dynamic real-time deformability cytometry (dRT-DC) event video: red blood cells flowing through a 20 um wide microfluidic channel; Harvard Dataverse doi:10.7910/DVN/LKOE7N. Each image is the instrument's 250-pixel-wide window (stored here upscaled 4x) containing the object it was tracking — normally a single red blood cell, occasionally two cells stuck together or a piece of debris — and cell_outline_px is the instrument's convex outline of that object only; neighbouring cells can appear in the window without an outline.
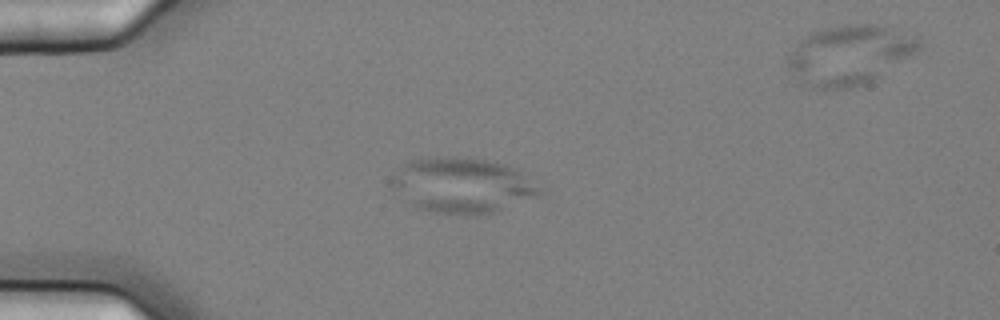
{"species": "common noctule bat (a hibernating species)", "species_latin": "Nyctalus noctula", "temperature_condition": "cold", "stored_images_in_passage": 5, "camera_frame_rate_fps": 3000, "um_per_image_px": 0.085, "animal": {"sex": "female", "body_mass_g": 25.1}, "frame": {"image": 1, "passage_image": 2, "time_ms": 0.333, "image_size_px": [1000, 320], "cell_outline_px": [[544, 192], [492, 212], [436, 212], [416, 208], [392, 188], [392, 176], [404, 164], [412, 160], [444, 156], [448, 156], [484, 160], [504, 164], [516, 168]], "centroid_in_image_um": [39.24, 15.71], "position_along_channel_um": 45.8, "area_um2": 45.89}}
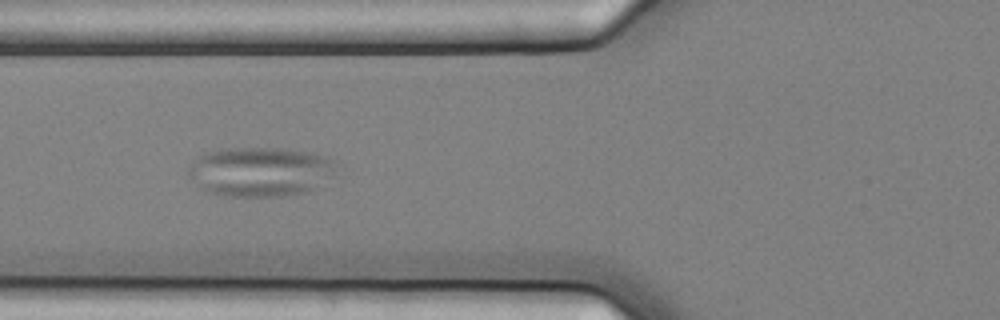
{"frame": {"image": 2, "passage_image": 4, "time_ms": 1.0, "image_size_px": [1000, 320], "cell_outline_px": [[340, 160], [332, 176], [308, 192], [288, 196], [228, 196], [208, 192], [200, 188], [188, 172], [188, 168], [196, 156], [204, 152], [220, 148], [288, 148], [308, 152]], "centroid_in_image_um": [22.15, 14.57], "position_along_channel_um": 103.7, "area_um2": 43.18}}